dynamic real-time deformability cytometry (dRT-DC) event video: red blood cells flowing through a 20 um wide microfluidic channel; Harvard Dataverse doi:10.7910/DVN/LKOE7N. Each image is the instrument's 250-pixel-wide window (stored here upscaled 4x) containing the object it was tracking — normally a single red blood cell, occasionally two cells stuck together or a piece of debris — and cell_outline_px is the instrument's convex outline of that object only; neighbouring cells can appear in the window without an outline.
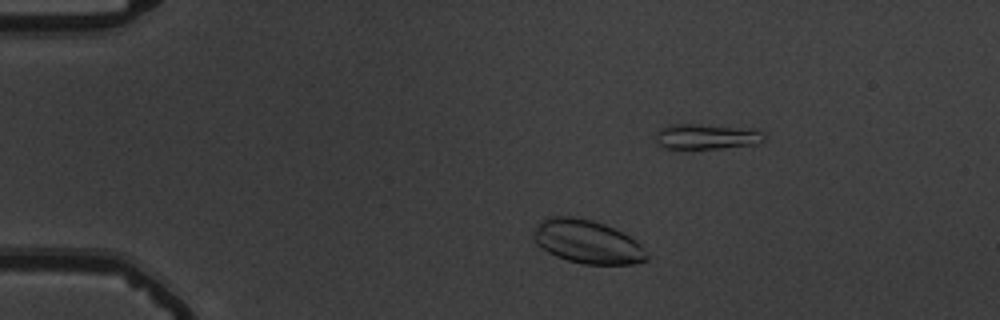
{"species": "common noctule bat (a hibernating species)", "species_latin": "Nyctalus noctula", "temperature_condition": "warm", "stored_images_in_passage": 54, "segment_of_instrument_passage": [1, 2], "camera_frame_rate_fps": 3000, "um_per_image_px": 0.085, "animal": {"sex": "male", "body_mass_g": 19.5, "forearm_length_mm": 54.6}, "frame": {"image": 1, "passage_image": 9, "time_ms": 2.667, "image_size_px": [1000, 320], "cell_outline_px": [[648, 260], [632, 264], [584, 264], [568, 260], [556, 256], [540, 248], [536, 244], [532, 236], [532, 232], [540, 220], [548, 216], [572, 216], [592, 220], [604, 224], [628, 236], [640, 244], [648, 256]], "centroid_in_image_um": [49.85, 20.54], "position_along_channel_um": 35.1, "area_um2": 28.67}}
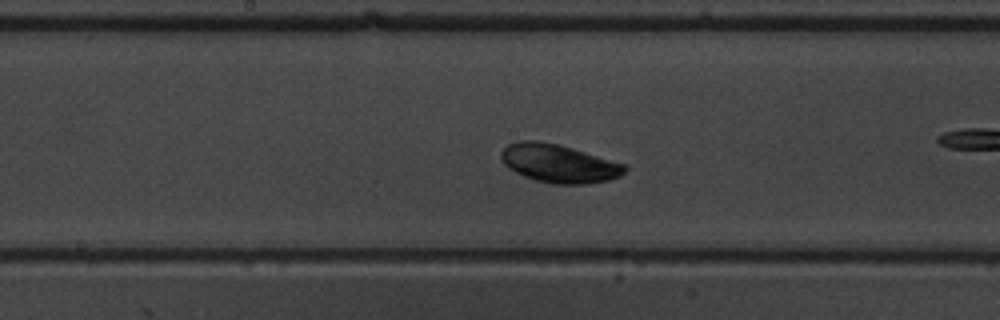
{"frame": {"image": 2, "passage_image": 27, "time_ms": 8.667, "image_size_px": [1000, 320], "cell_outline_px": [[628, 168], [620, 176], [608, 180], [584, 184], [552, 184], [536, 180], [524, 176], [508, 168], [500, 160], [500, 152], [508, 144], [516, 140], [536, 140], [556, 144], [572, 148], [628, 164]], "centroid_in_image_um": [47.5, 13.89], "position_along_channel_um": 200.7, "area_um2": 27.8}}
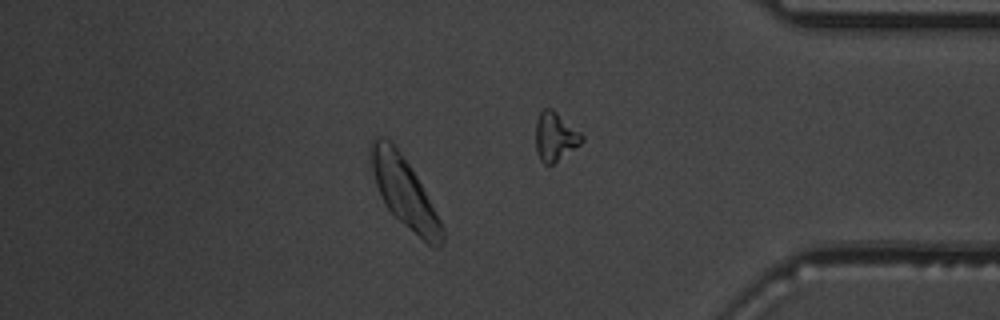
{"frame": {"image": 3, "passage_image": 46, "time_ms": 15.0, "image_size_px": [1000, 320], "cell_outline_px": [[444, 240], [440, 248], [432, 248], [404, 224], [388, 208], [376, 184], [368, 160], [368, 148], [372, 140], [376, 136], [384, 136], [392, 140], [416, 176], [440, 220], [444, 228]], "centroid_in_image_um": [34.34, 16.29], "position_along_channel_um": 400.9, "area_um2": 28.84}}